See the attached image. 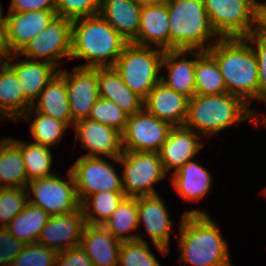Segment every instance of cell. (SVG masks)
<instances>
[{"label":"cell","instance_id":"6da1fadb","mask_svg":"<svg viewBox=\"0 0 266 266\" xmlns=\"http://www.w3.org/2000/svg\"><path fill=\"white\" fill-rule=\"evenodd\" d=\"M180 262L194 266H231L228 244L210 216L197 209L183 214L180 224Z\"/></svg>","mask_w":266,"mask_h":266},{"label":"cell","instance_id":"7a4b0ae2","mask_svg":"<svg viewBox=\"0 0 266 266\" xmlns=\"http://www.w3.org/2000/svg\"><path fill=\"white\" fill-rule=\"evenodd\" d=\"M207 52L219 66L227 93L246 104L257 100L258 67L251 43L244 37L220 38Z\"/></svg>","mask_w":266,"mask_h":266},{"label":"cell","instance_id":"3957f363","mask_svg":"<svg viewBox=\"0 0 266 266\" xmlns=\"http://www.w3.org/2000/svg\"><path fill=\"white\" fill-rule=\"evenodd\" d=\"M127 43L100 14L78 18L72 23L70 58L89 61L78 67H113Z\"/></svg>","mask_w":266,"mask_h":266},{"label":"cell","instance_id":"277c9868","mask_svg":"<svg viewBox=\"0 0 266 266\" xmlns=\"http://www.w3.org/2000/svg\"><path fill=\"white\" fill-rule=\"evenodd\" d=\"M257 115L247 107L241 98L229 93L219 95L196 94L189 99L184 126L202 133L203 136L210 137L234 123L247 119L257 124Z\"/></svg>","mask_w":266,"mask_h":266},{"label":"cell","instance_id":"5b68a950","mask_svg":"<svg viewBox=\"0 0 266 266\" xmlns=\"http://www.w3.org/2000/svg\"><path fill=\"white\" fill-rule=\"evenodd\" d=\"M166 5L169 50L208 51L221 38L210 23L203 0H167ZM212 37L215 41L206 47L205 42Z\"/></svg>","mask_w":266,"mask_h":266},{"label":"cell","instance_id":"8992f818","mask_svg":"<svg viewBox=\"0 0 266 266\" xmlns=\"http://www.w3.org/2000/svg\"><path fill=\"white\" fill-rule=\"evenodd\" d=\"M152 49L128 42L113 66L125 85L143 99L161 81L158 74L164 51Z\"/></svg>","mask_w":266,"mask_h":266},{"label":"cell","instance_id":"52a82bcc","mask_svg":"<svg viewBox=\"0 0 266 266\" xmlns=\"http://www.w3.org/2000/svg\"><path fill=\"white\" fill-rule=\"evenodd\" d=\"M203 3L213 29L221 38L245 37L258 30L257 0H203Z\"/></svg>","mask_w":266,"mask_h":266},{"label":"cell","instance_id":"ba28073f","mask_svg":"<svg viewBox=\"0 0 266 266\" xmlns=\"http://www.w3.org/2000/svg\"><path fill=\"white\" fill-rule=\"evenodd\" d=\"M124 166L122 186L126 197L154 195L153 184L166 177L157 152H127L118 157Z\"/></svg>","mask_w":266,"mask_h":266},{"label":"cell","instance_id":"9c48e42d","mask_svg":"<svg viewBox=\"0 0 266 266\" xmlns=\"http://www.w3.org/2000/svg\"><path fill=\"white\" fill-rule=\"evenodd\" d=\"M68 180L58 175H51L45 178L34 179L28 182L27 187L35 199L28 197V202L42 208L50 216L63 215L80 209V202L77 197L74 177L68 170Z\"/></svg>","mask_w":266,"mask_h":266},{"label":"cell","instance_id":"30bf717a","mask_svg":"<svg viewBox=\"0 0 266 266\" xmlns=\"http://www.w3.org/2000/svg\"><path fill=\"white\" fill-rule=\"evenodd\" d=\"M172 128L171 124L143 108L128 116L125 129L121 133L122 151L158 153Z\"/></svg>","mask_w":266,"mask_h":266},{"label":"cell","instance_id":"8fae6325","mask_svg":"<svg viewBox=\"0 0 266 266\" xmlns=\"http://www.w3.org/2000/svg\"><path fill=\"white\" fill-rule=\"evenodd\" d=\"M72 23L73 20L56 16L17 54L26 56V59L29 57L30 60L43 59L58 68V59L71 57Z\"/></svg>","mask_w":266,"mask_h":266},{"label":"cell","instance_id":"7c38bea8","mask_svg":"<svg viewBox=\"0 0 266 266\" xmlns=\"http://www.w3.org/2000/svg\"><path fill=\"white\" fill-rule=\"evenodd\" d=\"M77 197L81 203L86 197L101 191H124L122 179L113 166L100 157L81 156L70 168Z\"/></svg>","mask_w":266,"mask_h":266},{"label":"cell","instance_id":"4fadbf2b","mask_svg":"<svg viewBox=\"0 0 266 266\" xmlns=\"http://www.w3.org/2000/svg\"><path fill=\"white\" fill-rule=\"evenodd\" d=\"M65 79L72 124L87 119L99 98L98 68L75 67L72 73L58 70Z\"/></svg>","mask_w":266,"mask_h":266},{"label":"cell","instance_id":"5bb4252c","mask_svg":"<svg viewBox=\"0 0 266 266\" xmlns=\"http://www.w3.org/2000/svg\"><path fill=\"white\" fill-rule=\"evenodd\" d=\"M85 225L81 208L68 214L52 215L36 243L57 252L65 251L80 244Z\"/></svg>","mask_w":266,"mask_h":266},{"label":"cell","instance_id":"9a60e30c","mask_svg":"<svg viewBox=\"0 0 266 266\" xmlns=\"http://www.w3.org/2000/svg\"><path fill=\"white\" fill-rule=\"evenodd\" d=\"M57 16L56 10H33L29 12H8L3 21L9 51L18 53L30 40L42 32Z\"/></svg>","mask_w":266,"mask_h":266},{"label":"cell","instance_id":"2e32d148","mask_svg":"<svg viewBox=\"0 0 266 266\" xmlns=\"http://www.w3.org/2000/svg\"><path fill=\"white\" fill-rule=\"evenodd\" d=\"M77 140H81L82 146L89 153L82 155L86 157H106L119 161L122 155L121 133L116 129L87 119H81L73 124ZM98 154V155H97Z\"/></svg>","mask_w":266,"mask_h":266},{"label":"cell","instance_id":"e0dca14e","mask_svg":"<svg viewBox=\"0 0 266 266\" xmlns=\"http://www.w3.org/2000/svg\"><path fill=\"white\" fill-rule=\"evenodd\" d=\"M138 224L144 223L146 233L156 248L166 255L169 252L170 220L166 207L158 194L137 197Z\"/></svg>","mask_w":266,"mask_h":266},{"label":"cell","instance_id":"ac0fdd59","mask_svg":"<svg viewBox=\"0 0 266 266\" xmlns=\"http://www.w3.org/2000/svg\"><path fill=\"white\" fill-rule=\"evenodd\" d=\"M143 108L162 121L174 126H184L189 98L167 87L161 81L144 98Z\"/></svg>","mask_w":266,"mask_h":266},{"label":"cell","instance_id":"d6986e66","mask_svg":"<svg viewBox=\"0 0 266 266\" xmlns=\"http://www.w3.org/2000/svg\"><path fill=\"white\" fill-rule=\"evenodd\" d=\"M199 137L198 133L185 126H174L171 129L158 152L165 173L172 168L177 172L187 161L192 160L203 146Z\"/></svg>","mask_w":266,"mask_h":266},{"label":"cell","instance_id":"ffe728a7","mask_svg":"<svg viewBox=\"0 0 266 266\" xmlns=\"http://www.w3.org/2000/svg\"><path fill=\"white\" fill-rule=\"evenodd\" d=\"M194 55L195 59L176 60L182 55L189 53ZM204 51L198 50H169L164 51L161 67L167 66L168 75L167 79L161 75V82L167 87L175 90L177 93L186 96L191 99L196 95L195 88V66L196 59Z\"/></svg>","mask_w":266,"mask_h":266},{"label":"cell","instance_id":"44dd1931","mask_svg":"<svg viewBox=\"0 0 266 266\" xmlns=\"http://www.w3.org/2000/svg\"><path fill=\"white\" fill-rule=\"evenodd\" d=\"M17 56H19L17 53L12 54L6 63L18 76L24 91V100L32 107V104L38 99L42 90L59 71H56L57 67L55 65L47 61L25 59L12 63V60Z\"/></svg>","mask_w":266,"mask_h":266},{"label":"cell","instance_id":"7402d4cb","mask_svg":"<svg viewBox=\"0 0 266 266\" xmlns=\"http://www.w3.org/2000/svg\"><path fill=\"white\" fill-rule=\"evenodd\" d=\"M121 243L103 225L86 224L79 245L93 266H118Z\"/></svg>","mask_w":266,"mask_h":266},{"label":"cell","instance_id":"603a6c76","mask_svg":"<svg viewBox=\"0 0 266 266\" xmlns=\"http://www.w3.org/2000/svg\"><path fill=\"white\" fill-rule=\"evenodd\" d=\"M132 43L169 51V15L166 2L142 7L137 37ZM150 43V44H149Z\"/></svg>","mask_w":266,"mask_h":266},{"label":"cell","instance_id":"cb8c5ba5","mask_svg":"<svg viewBox=\"0 0 266 266\" xmlns=\"http://www.w3.org/2000/svg\"><path fill=\"white\" fill-rule=\"evenodd\" d=\"M99 97L113 101L128 116L143 109L144 99L131 91L114 67L98 68Z\"/></svg>","mask_w":266,"mask_h":266},{"label":"cell","instance_id":"d4e9b609","mask_svg":"<svg viewBox=\"0 0 266 266\" xmlns=\"http://www.w3.org/2000/svg\"><path fill=\"white\" fill-rule=\"evenodd\" d=\"M33 109L41 114H46L59 119L65 122L68 126H71L72 117L66 82L59 73H57L42 90L37 101H35V103L32 104V107L24 113L22 118L24 119L26 117V120H30L31 118L28 116L30 114L32 115Z\"/></svg>","mask_w":266,"mask_h":266},{"label":"cell","instance_id":"484cf974","mask_svg":"<svg viewBox=\"0 0 266 266\" xmlns=\"http://www.w3.org/2000/svg\"><path fill=\"white\" fill-rule=\"evenodd\" d=\"M142 7L133 0H101L99 14L128 42L138 34Z\"/></svg>","mask_w":266,"mask_h":266},{"label":"cell","instance_id":"4316f807","mask_svg":"<svg viewBox=\"0 0 266 266\" xmlns=\"http://www.w3.org/2000/svg\"><path fill=\"white\" fill-rule=\"evenodd\" d=\"M30 106L24 100V91L18 76L7 64L2 63L0 67V115L17 122L21 120ZM21 118V119H20Z\"/></svg>","mask_w":266,"mask_h":266},{"label":"cell","instance_id":"83f0119b","mask_svg":"<svg viewBox=\"0 0 266 266\" xmlns=\"http://www.w3.org/2000/svg\"><path fill=\"white\" fill-rule=\"evenodd\" d=\"M210 175L203 166L190 160L173 172L172 185L185 200L197 201L210 191Z\"/></svg>","mask_w":266,"mask_h":266},{"label":"cell","instance_id":"f1b7e54d","mask_svg":"<svg viewBox=\"0 0 266 266\" xmlns=\"http://www.w3.org/2000/svg\"><path fill=\"white\" fill-rule=\"evenodd\" d=\"M4 182L2 184L1 182ZM29 180L20 149L8 138L0 141V188H27Z\"/></svg>","mask_w":266,"mask_h":266},{"label":"cell","instance_id":"f546056e","mask_svg":"<svg viewBox=\"0 0 266 266\" xmlns=\"http://www.w3.org/2000/svg\"><path fill=\"white\" fill-rule=\"evenodd\" d=\"M51 216L42 208L29 202L6 226L11 235L25 244L36 243Z\"/></svg>","mask_w":266,"mask_h":266},{"label":"cell","instance_id":"4dcf8cb0","mask_svg":"<svg viewBox=\"0 0 266 266\" xmlns=\"http://www.w3.org/2000/svg\"><path fill=\"white\" fill-rule=\"evenodd\" d=\"M103 226L114 238L121 242L132 240L144 241L142 236L138 234L123 235L127 231L132 233L133 230L139 227L137 197H125L110 215L109 219L103 223Z\"/></svg>","mask_w":266,"mask_h":266},{"label":"cell","instance_id":"1f68e13d","mask_svg":"<svg viewBox=\"0 0 266 266\" xmlns=\"http://www.w3.org/2000/svg\"><path fill=\"white\" fill-rule=\"evenodd\" d=\"M195 88L198 95H219L227 93L225 82L216 60L204 51L195 66Z\"/></svg>","mask_w":266,"mask_h":266},{"label":"cell","instance_id":"d6a6232c","mask_svg":"<svg viewBox=\"0 0 266 266\" xmlns=\"http://www.w3.org/2000/svg\"><path fill=\"white\" fill-rule=\"evenodd\" d=\"M125 197L124 191H101L86 197L80 204L86 224L103 225Z\"/></svg>","mask_w":266,"mask_h":266},{"label":"cell","instance_id":"836d02e7","mask_svg":"<svg viewBox=\"0 0 266 266\" xmlns=\"http://www.w3.org/2000/svg\"><path fill=\"white\" fill-rule=\"evenodd\" d=\"M21 151L29 181L45 178L51 173L52 153L49 147L10 139Z\"/></svg>","mask_w":266,"mask_h":266},{"label":"cell","instance_id":"e575fe53","mask_svg":"<svg viewBox=\"0 0 266 266\" xmlns=\"http://www.w3.org/2000/svg\"><path fill=\"white\" fill-rule=\"evenodd\" d=\"M31 123L30 133L35 141L33 143L47 147L59 142L63 132L69 127L65 122L37 111Z\"/></svg>","mask_w":266,"mask_h":266},{"label":"cell","instance_id":"d590c367","mask_svg":"<svg viewBox=\"0 0 266 266\" xmlns=\"http://www.w3.org/2000/svg\"><path fill=\"white\" fill-rule=\"evenodd\" d=\"M121 266H160L146 241L132 240L121 243L119 263Z\"/></svg>","mask_w":266,"mask_h":266},{"label":"cell","instance_id":"8d00e7d4","mask_svg":"<svg viewBox=\"0 0 266 266\" xmlns=\"http://www.w3.org/2000/svg\"><path fill=\"white\" fill-rule=\"evenodd\" d=\"M88 119L110 126L122 133L125 129L128 115L113 101L99 97L92 106Z\"/></svg>","mask_w":266,"mask_h":266},{"label":"cell","instance_id":"74e56055","mask_svg":"<svg viewBox=\"0 0 266 266\" xmlns=\"http://www.w3.org/2000/svg\"><path fill=\"white\" fill-rule=\"evenodd\" d=\"M27 188H0V227H6L28 203Z\"/></svg>","mask_w":266,"mask_h":266},{"label":"cell","instance_id":"f35d334b","mask_svg":"<svg viewBox=\"0 0 266 266\" xmlns=\"http://www.w3.org/2000/svg\"><path fill=\"white\" fill-rule=\"evenodd\" d=\"M57 254V251L38 243L26 244L10 266H54Z\"/></svg>","mask_w":266,"mask_h":266},{"label":"cell","instance_id":"ab89813d","mask_svg":"<svg viewBox=\"0 0 266 266\" xmlns=\"http://www.w3.org/2000/svg\"><path fill=\"white\" fill-rule=\"evenodd\" d=\"M101 0H56V14L75 20L99 14Z\"/></svg>","mask_w":266,"mask_h":266},{"label":"cell","instance_id":"60d3db41","mask_svg":"<svg viewBox=\"0 0 266 266\" xmlns=\"http://www.w3.org/2000/svg\"><path fill=\"white\" fill-rule=\"evenodd\" d=\"M248 43H252L253 52L257 59L258 67V91L257 99L266 102V37L258 31L244 37Z\"/></svg>","mask_w":266,"mask_h":266},{"label":"cell","instance_id":"b9f144b4","mask_svg":"<svg viewBox=\"0 0 266 266\" xmlns=\"http://www.w3.org/2000/svg\"><path fill=\"white\" fill-rule=\"evenodd\" d=\"M25 245L24 242L15 239L6 227H0V265L10 266Z\"/></svg>","mask_w":266,"mask_h":266},{"label":"cell","instance_id":"7bdbcfd3","mask_svg":"<svg viewBox=\"0 0 266 266\" xmlns=\"http://www.w3.org/2000/svg\"><path fill=\"white\" fill-rule=\"evenodd\" d=\"M54 266H93L87 253L80 245L58 252Z\"/></svg>","mask_w":266,"mask_h":266},{"label":"cell","instance_id":"ee69618b","mask_svg":"<svg viewBox=\"0 0 266 266\" xmlns=\"http://www.w3.org/2000/svg\"><path fill=\"white\" fill-rule=\"evenodd\" d=\"M33 10H56V0H12L8 12H29Z\"/></svg>","mask_w":266,"mask_h":266},{"label":"cell","instance_id":"f6af8a7d","mask_svg":"<svg viewBox=\"0 0 266 266\" xmlns=\"http://www.w3.org/2000/svg\"><path fill=\"white\" fill-rule=\"evenodd\" d=\"M11 54L12 53L9 51L8 46H7L6 29H5V24H4L2 15H1L0 16V59L2 60V63H6L7 59L11 56Z\"/></svg>","mask_w":266,"mask_h":266},{"label":"cell","instance_id":"bcb514c9","mask_svg":"<svg viewBox=\"0 0 266 266\" xmlns=\"http://www.w3.org/2000/svg\"><path fill=\"white\" fill-rule=\"evenodd\" d=\"M259 2L258 32L266 37V3Z\"/></svg>","mask_w":266,"mask_h":266},{"label":"cell","instance_id":"7dc6e473","mask_svg":"<svg viewBox=\"0 0 266 266\" xmlns=\"http://www.w3.org/2000/svg\"><path fill=\"white\" fill-rule=\"evenodd\" d=\"M136 4L141 7L159 5L165 3L167 0H133Z\"/></svg>","mask_w":266,"mask_h":266},{"label":"cell","instance_id":"c3c4849f","mask_svg":"<svg viewBox=\"0 0 266 266\" xmlns=\"http://www.w3.org/2000/svg\"><path fill=\"white\" fill-rule=\"evenodd\" d=\"M2 11H3V8H2L1 3H0V16L3 15Z\"/></svg>","mask_w":266,"mask_h":266},{"label":"cell","instance_id":"681fc988","mask_svg":"<svg viewBox=\"0 0 266 266\" xmlns=\"http://www.w3.org/2000/svg\"><path fill=\"white\" fill-rule=\"evenodd\" d=\"M264 118H265V119H263V120H264L263 122H264V124H265V126H266V117H264Z\"/></svg>","mask_w":266,"mask_h":266}]
</instances>
